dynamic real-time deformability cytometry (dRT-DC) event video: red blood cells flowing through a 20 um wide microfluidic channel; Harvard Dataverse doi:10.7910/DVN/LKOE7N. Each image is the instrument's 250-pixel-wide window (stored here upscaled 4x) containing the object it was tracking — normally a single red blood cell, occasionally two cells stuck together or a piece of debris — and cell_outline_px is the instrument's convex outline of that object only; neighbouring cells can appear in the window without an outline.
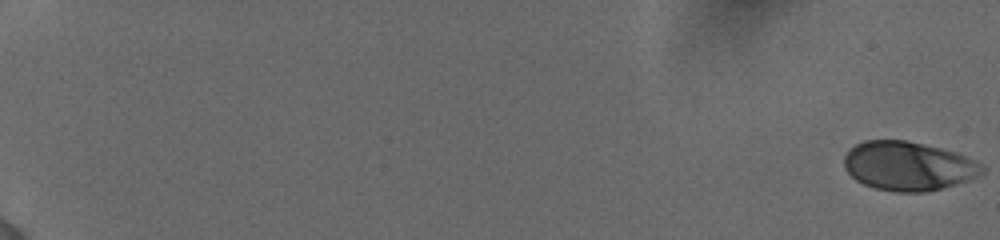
{"species": "human", "species_latin": "Homo sapiens", "temperature_condition": "cold", "stored_images_in_passage": 7, "camera_frame_rate_fps": 3000, "um_per_image_px": 0.085, "donor": {"sex": "female"}, "frame": {"image": 1, "passage_image": 1, "time_ms": 0.0, "image_size_px": [1000, 240], "cell_outline_px": [[984, 172], [968, 180], [928, 192], [896, 192], [876, 188], [864, 184], [856, 180], [844, 168], [844, 156], [848, 148], [864, 140], [904, 140], [924, 144], [956, 152], [980, 164], [984, 168]], "centroid_in_image_um": [77.15, 14.11], "position_along_channel_um": 7.8, "area_um2": 39.25}}
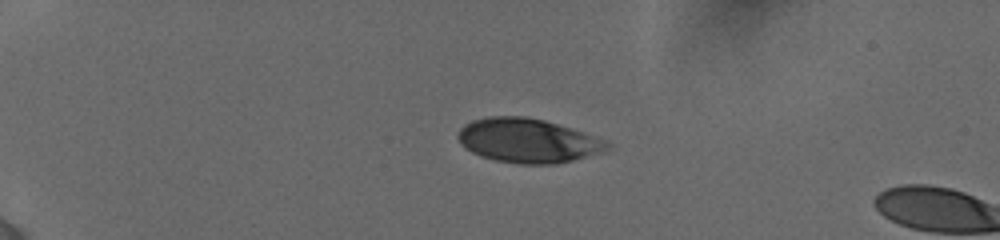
{"frame": {"image": 2, "passage_image": 5, "time_ms": 5.0, "image_size_px": [1000, 240], "cell_outline_px": [[612, 148], [604, 152], [556, 164], [516, 164], [496, 160], [480, 156], [472, 152], [456, 136], [460, 128], [464, 124], [472, 120], [492, 116], [524, 116], [544, 120], [572, 128], [608, 140], [612, 144]], "centroid_in_image_um": [44.93, 11.95], "position_along_channel_um": 40.1, "area_um2": 38.61}}